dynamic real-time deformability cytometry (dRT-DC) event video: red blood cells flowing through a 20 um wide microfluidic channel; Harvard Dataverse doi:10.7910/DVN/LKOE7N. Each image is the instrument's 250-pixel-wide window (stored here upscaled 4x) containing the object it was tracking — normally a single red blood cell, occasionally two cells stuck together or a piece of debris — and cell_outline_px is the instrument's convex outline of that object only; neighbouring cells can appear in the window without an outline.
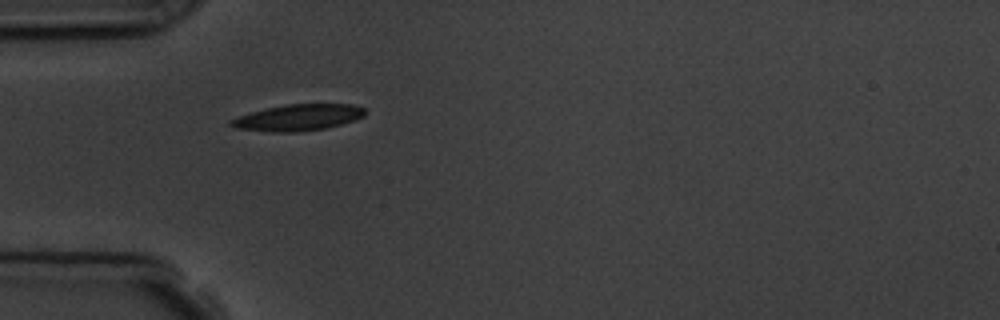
{"species": "common noctule bat (a hibernating species)", "species_latin": "Nyctalus noctula", "temperature_condition": "room temperature", "stored_images_in_passage": 6, "camera_frame_rate_fps": 3000, "um_per_image_px": 0.085, "animal": {"sex": "male", "body_mass_g": 19.5, "forearm_length_mm": 54.6}, "frame": {"image": 1, "passage_image": 5, "time_ms": 4.667, "image_size_px": [1000, 320], "cell_outline_px": [[368, 112], [364, 116], [356, 120], [328, 128], [296, 132], [272, 132], [236, 128], [228, 124], [228, 120], [252, 112], [268, 108], [288, 104], [352, 104], [364, 108]], "centroid_in_image_um": [25.39, 9.99], "position_along_channel_um": 59.6, "area_um2": 20.63}}